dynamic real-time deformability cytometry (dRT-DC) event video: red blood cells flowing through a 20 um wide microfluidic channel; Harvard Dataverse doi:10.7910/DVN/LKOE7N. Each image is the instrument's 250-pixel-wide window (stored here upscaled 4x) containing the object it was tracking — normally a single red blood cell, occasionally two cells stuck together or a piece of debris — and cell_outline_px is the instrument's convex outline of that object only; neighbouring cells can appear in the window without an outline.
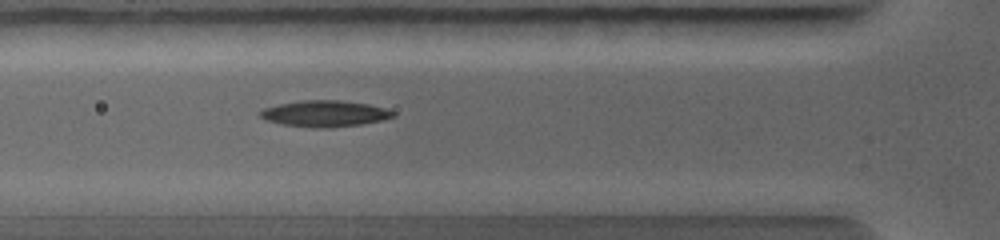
{"species": "common noctule bat (a hibernating species)", "species_latin": "Nyctalus noctula", "temperature_condition": "warm", "stored_images_in_passage": 38, "camera_frame_rate_fps": 5000, "um_per_image_px": 0.085, "animal": {"sex": "female", "body_mass_g": 19.0, "forearm_length_mm": 56.7}, "frame": {"image": 1, "passage_image": 9, "time_ms": 2.8, "image_size_px": [1000, 240], "cell_outline_px": [[396, 116], [380, 120], [360, 124], [328, 128], [312, 128], [284, 124], [268, 120], [260, 116], [260, 112], [264, 108], [280, 104], [300, 100], [340, 100], [368, 104], [384, 108], [396, 112]], "centroid_in_image_um": [27.63, 9.65], "position_along_channel_um": 98.2, "area_um2": 20.11}}
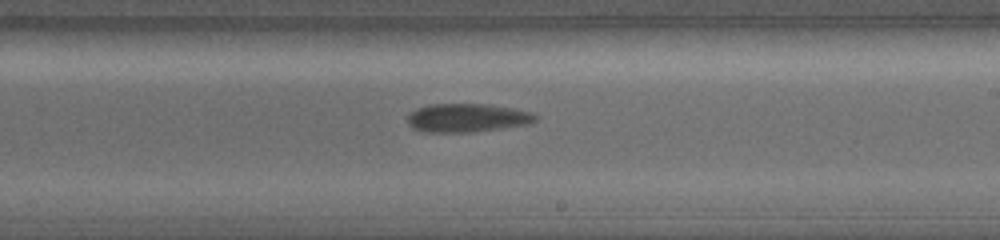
{"frame": {"image": 2, "passage_image": 18, "time_ms": 5.4, "image_size_px": [1000, 240], "cell_outline_px": [[540, 116], [536, 120], [528, 124], [472, 132], [424, 132], [412, 128], [408, 124], [408, 116], [416, 108], [428, 104], [488, 104], [512, 108], [532, 112]], "centroid_in_image_um": [39.71, 10.01], "position_along_channel_um": 249.3, "area_um2": 21.33}}
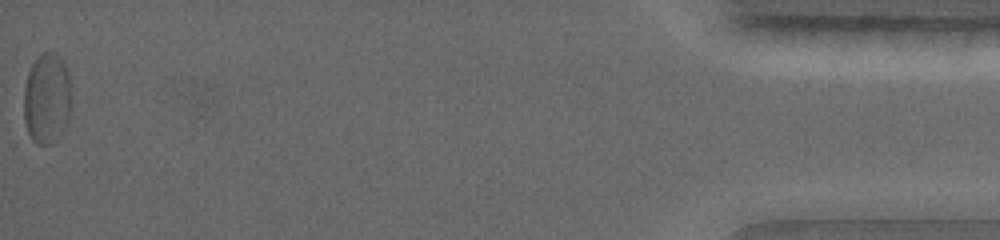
{"frame": {"image": 3, "passage_image": 38, "time_ms": 10.8, "image_size_px": [1000, 240], "cell_outline_px": [[68, 120], [44, 144], [40, 144], [32, 140], [28, 132], [24, 120], [24, 84], [28, 72], [32, 64], [44, 52], [56, 52], [60, 56], [68, 72]], "centroid_in_image_um": [3.91, 8.26], "position_along_channel_um": 431.3, "area_um2": 23.81}}